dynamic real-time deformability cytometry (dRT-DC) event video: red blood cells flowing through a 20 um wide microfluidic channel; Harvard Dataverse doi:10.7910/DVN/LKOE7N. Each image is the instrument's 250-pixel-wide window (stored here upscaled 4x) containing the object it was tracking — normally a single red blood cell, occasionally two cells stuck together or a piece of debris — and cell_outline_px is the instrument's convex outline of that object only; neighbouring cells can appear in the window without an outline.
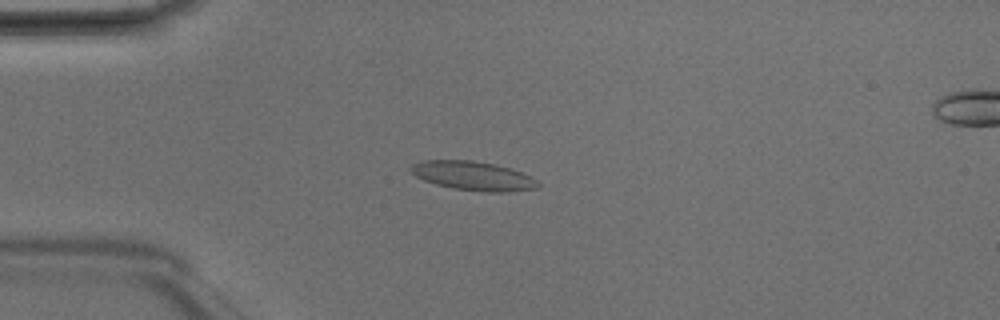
{"species": "Egyptian fruit bat (a non-hibernating species)", "species_latin": "Rousettus aegyptiacus", "temperature_condition": "room temperature", "stored_images_in_passage": 48, "camera_frame_rate_fps": 3000, "um_per_image_px": 0.085, "animal": {"sex": "male"}, "frame": {"image": 1, "passage_image": 12, "time_ms": 3.667, "image_size_px": [1000, 320], "cell_outline_px": [[540, 184], [536, 188], [508, 192], [488, 192], [452, 188], [436, 184], [424, 180], [416, 176], [408, 168], [412, 164], [420, 160], [472, 160], [492, 164], [508, 168], [532, 176]], "centroid_in_image_um": [40.19, 14.94], "position_along_channel_um": 44.8, "area_um2": 21.39}}
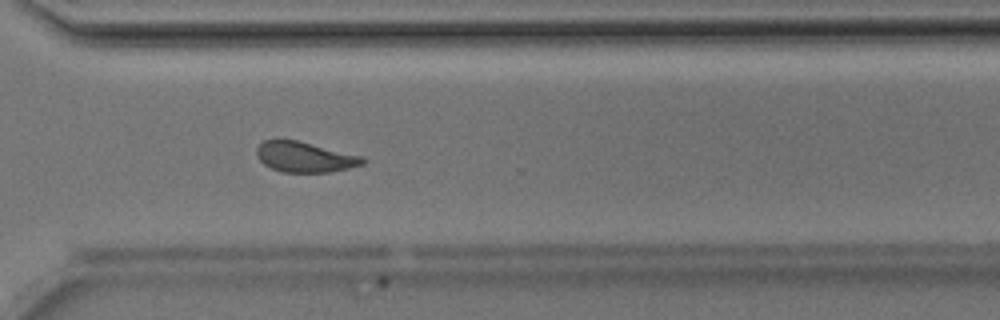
{"frame": {"image": 2, "passage_image": 35, "time_ms": 11.333, "image_size_px": [1000, 320], "cell_outline_px": [[364, 164], [348, 168], [328, 172], [284, 172], [272, 168], [264, 164], [256, 156], [256, 148], [264, 140], [296, 140], [364, 156]], "centroid_in_image_um": [25.91, 13.34], "position_along_channel_um": 344.7, "area_um2": 18.61}}
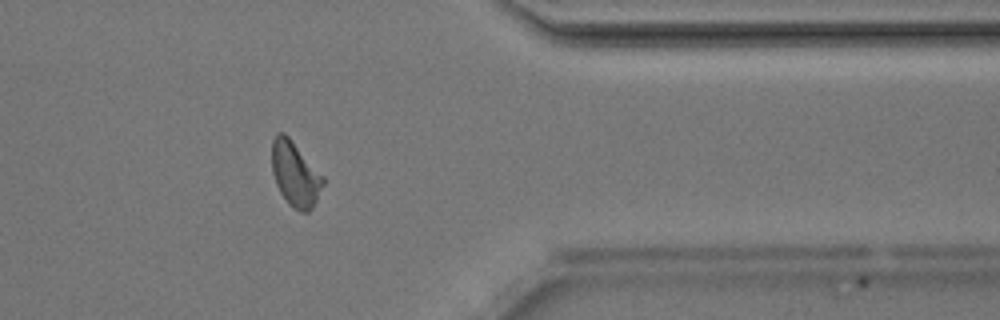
{"frame": {"image": 3, "passage_image": 39, "time_ms": 12.667, "image_size_px": [1000, 320], "cell_outline_px": [[324, 184], [312, 208], [308, 212], [300, 212], [292, 208], [288, 204], [280, 192], [276, 184], [272, 172], [272, 140], [276, 132], [284, 132], [288, 136], [324, 176]], "centroid_in_image_um": [25.08, 14.8], "position_along_channel_um": 386.3, "area_um2": 19.42}, "authors_computed_cell_mechanics": {"area_um2": 19.5942, "velocity_mm_per_s": 4.1807, "shape_relaxation_time_tau1_ms": null, "shape_relaxation_time_tau2_ms": 1.7571, "deformation_change_tau1": null, "deformation_change_tau2": 0.0721}}